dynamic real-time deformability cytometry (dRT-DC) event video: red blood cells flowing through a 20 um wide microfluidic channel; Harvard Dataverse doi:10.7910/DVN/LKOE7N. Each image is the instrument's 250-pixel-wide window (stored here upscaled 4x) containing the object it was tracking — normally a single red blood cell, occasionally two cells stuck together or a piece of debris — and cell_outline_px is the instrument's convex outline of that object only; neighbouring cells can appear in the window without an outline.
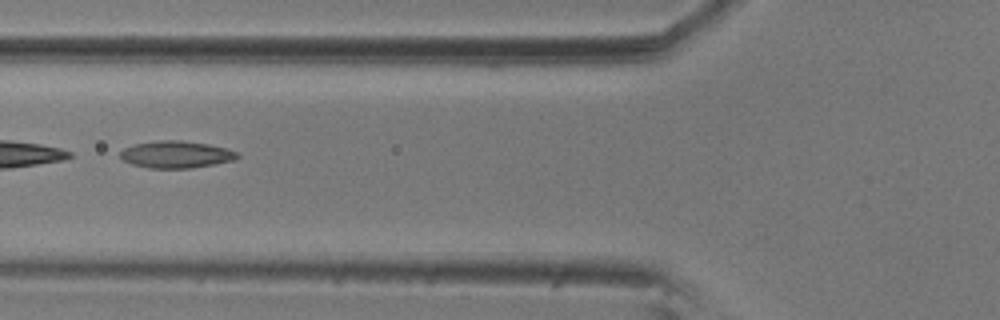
{"species": "common noctule bat (a hibernating species)", "species_latin": "Nyctalus noctula", "temperature_condition": "room temperature", "stored_images_in_passage": 9, "camera_frame_rate_fps": 3000, "um_per_image_px": 0.085, "animal": {"sex": "male", "body_mass_g": 20.5, "forearm_length_mm": 52.5}, "frame": {"image": 1, "passage_image": 6, "time_ms": 1.667, "image_size_px": [1000, 320], "cell_outline_px": [[240, 156], [232, 160], [216, 164], [192, 168], [148, 168], [132, 164], [124, 160], [120, 156], [120, 152], [124, 148], [136, 144], [160, 140], [180, 140], [208, 144], [240, 152]], "centroid_in_image_um": [14.99, 13.13], "position_along_channel_um": 110.8, "area_um2": 18.38}}
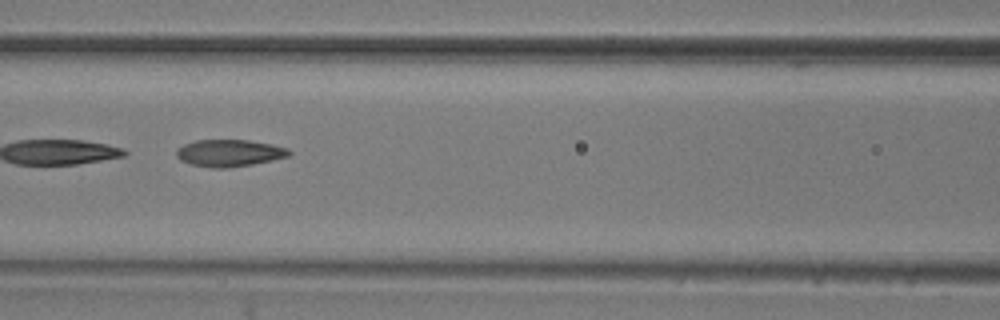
{"frame": {"image": 2, "passage_image": 7, "time_ms": 2.0, "image_size_px": [1000, 320], "cell_outline_px": [[292, 152], [288, 156], [272, 160], [252, 164], [228, 168], [212, 168], [192, 164], [180, 160], [176, 156], [176, 148], [184, 144], [196, 140], [248, 140], [272, 144], [288, 148]], "centroid_in_image_um": [19.48, 13.0], "position_along_channel_um": 147.1, "area_um2": 17.74}}